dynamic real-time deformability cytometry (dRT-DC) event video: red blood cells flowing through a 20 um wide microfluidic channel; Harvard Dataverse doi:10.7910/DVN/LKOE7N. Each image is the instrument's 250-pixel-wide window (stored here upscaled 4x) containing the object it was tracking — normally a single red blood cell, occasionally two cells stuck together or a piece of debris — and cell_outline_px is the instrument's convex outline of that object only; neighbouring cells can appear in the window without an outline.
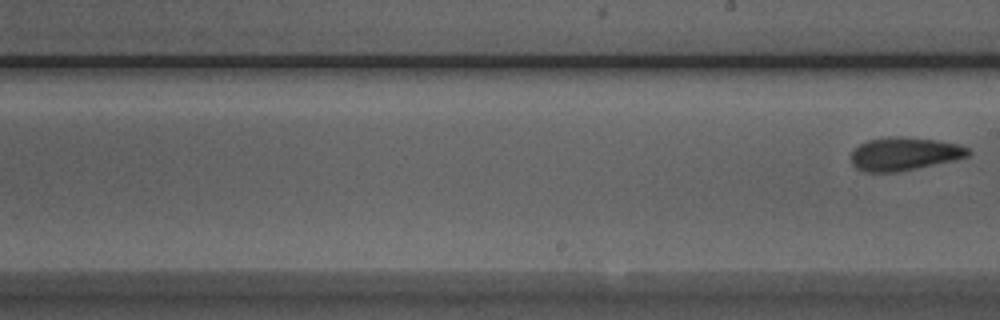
{"species": "Egyptian fruit bat (a non-hibernating species)", "species_latin": "Rousettus aegyptiacus", "temperature_condition": "room temperature", "stored_images_in_passage": 7, "segment_of_instrument_passage": [2, 2], "camera_frame_rate_fps": 3000, "um_per_image_px": 0.085, "animal": {"sex": "male"}, "frame": {"image": 1, "passage_image": 7, "time_ms": 2.0, "image_size_px": [1000, 320], "cell_outline_px": [[972, 152], [968, 156], [952, 160], [916, 168], [896, 172], [864, 172], [856, 168], [852, 164], [852, 152], [860, 144], [868, 140], [888, 136], [900, 136], [936, 140], [960, 144], [968, 148]], "centroid_in_image_um": [76.86, 13.07], "position_along_channel_um": 212.1, "area_um2": 22.54}}